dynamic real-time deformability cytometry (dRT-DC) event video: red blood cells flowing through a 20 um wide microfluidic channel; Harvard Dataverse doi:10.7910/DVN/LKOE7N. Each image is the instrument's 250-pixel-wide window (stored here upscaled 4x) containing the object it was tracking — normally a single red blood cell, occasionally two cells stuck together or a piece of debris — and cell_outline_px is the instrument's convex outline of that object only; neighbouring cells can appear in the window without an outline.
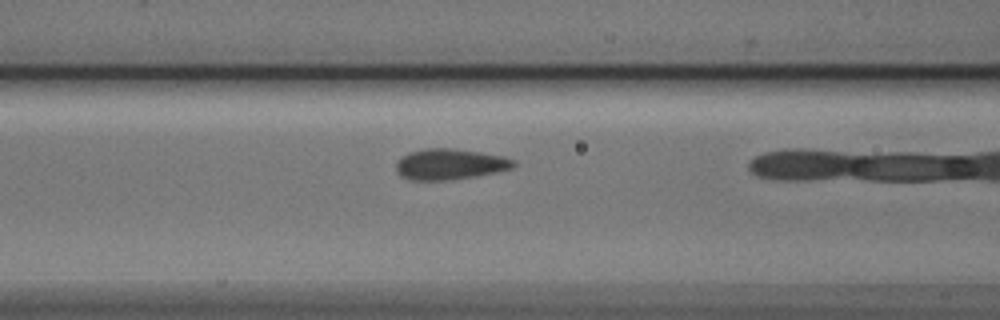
{"species": "Egyptian fruit bat (a non-hibernating species)", "species_latin": "Rousettus aegyptiacus", "temperature_condition": "cold", "stored_images_in_passage": 11, "camera_frame_rate_fps": 3000, "um_per_image_px": 0.085, "animal": {"sex": "male"}, "frame": {"image": 1, "passage_image": 10, "time_ms": 3.0, "image_size_px": [1000, 320], "cell_outline_px": [[516, 164], [512, 168], [496, 172], [476, 176], [452, 180], [408, 180], [400, 176], [396, 172], [396, 164], [408, 152], [424, 148], [452, 148], [480, 152], [504, 156], [516, 160]], "centroid_in_image_um": [38.25, 13.96], "position_along_channel_um": 128.4, "area_um2": 21.27}}